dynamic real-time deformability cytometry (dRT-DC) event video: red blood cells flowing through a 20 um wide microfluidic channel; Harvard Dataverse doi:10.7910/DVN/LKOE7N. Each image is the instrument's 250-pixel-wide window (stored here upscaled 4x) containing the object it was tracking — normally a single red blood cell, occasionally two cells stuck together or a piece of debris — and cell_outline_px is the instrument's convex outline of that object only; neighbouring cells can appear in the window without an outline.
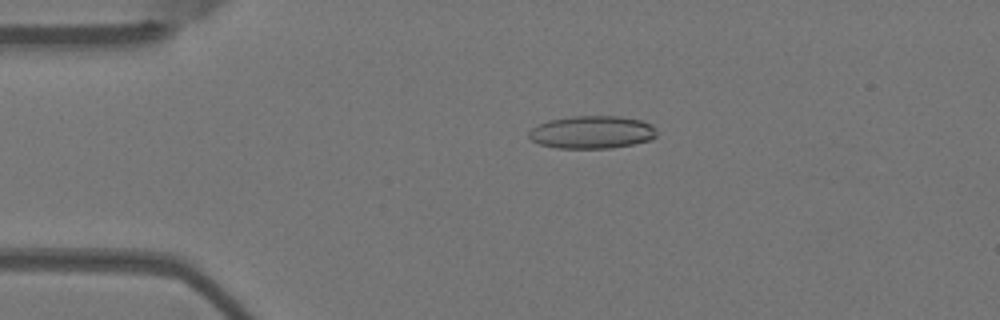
{"species": "Egyptian fruit bat (a non-hibernating species)", "species_latin": "Rousettus aegyptiacus", "temperature_condition": "warm", "stored_images_in_passage": 4, "camera_frame_rate_fps": 3000, "um_per_image_px": 0.085, "animal": {"sex": "female"}, "frame": {"image": 1, "passage_image": 3, "time_ms": 0.667, "image_size_px": [1000, 320], "cell_outline_px": [[656, 136], [652, 140], [612, 148], [556, 148], [540, 144], [532, 140], [528, 136], [528, 132], [532, 128], [548, 120], [572, 116], [620, 116], [640, 120], [652, 124], [656, 128]], "centroid_in_image_um": [50.34, 11.23], "position_along_channel_um": 34.7, "area_um2": 24.51}}